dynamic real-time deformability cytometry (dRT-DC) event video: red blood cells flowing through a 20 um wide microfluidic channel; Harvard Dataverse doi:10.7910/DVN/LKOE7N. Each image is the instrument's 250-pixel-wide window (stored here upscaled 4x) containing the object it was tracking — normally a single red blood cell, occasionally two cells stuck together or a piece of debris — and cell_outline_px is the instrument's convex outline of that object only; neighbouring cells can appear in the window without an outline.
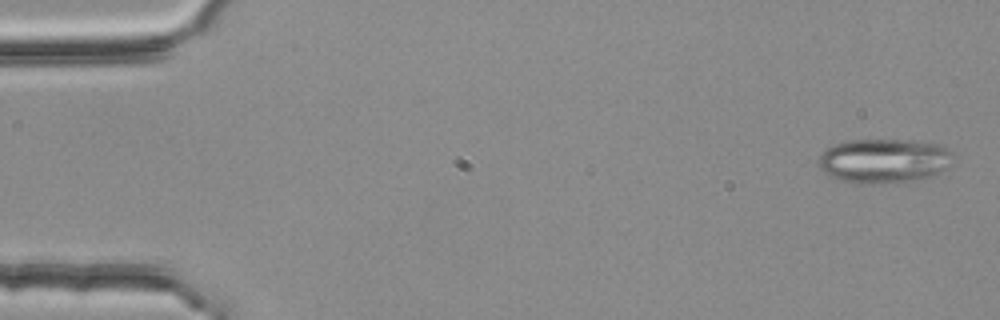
{"species": "common noctule bat (a hibernating species)", "species_latin": "Nyctalus noctula", "temperature_condition": "room temperature", "stored_images_in_passage": 4, "camera_frame_rate_fps": 3000, "um_per_image_px": 0.085, "animal": {"sex": "female", "body_mass_g": 25.1}, "frame": {"image": 1, "passage_image": 1, "time_ms": 0.0, "image_size_px": [1000, 320], "cell_outline_px": [[952, 156], [948, 168], [932, 176], [916, 180], [884, 184], [856, 184], [840, 180], [828, 176], [820, 168], [816, 160], [832, 144], [844, 140], [912, 140], [940, 144], [952, 152]], "centroid_in_image_um": [75.11, 13.68], "position_along_channel_um": 9.9, "area_um2": 35.37}}